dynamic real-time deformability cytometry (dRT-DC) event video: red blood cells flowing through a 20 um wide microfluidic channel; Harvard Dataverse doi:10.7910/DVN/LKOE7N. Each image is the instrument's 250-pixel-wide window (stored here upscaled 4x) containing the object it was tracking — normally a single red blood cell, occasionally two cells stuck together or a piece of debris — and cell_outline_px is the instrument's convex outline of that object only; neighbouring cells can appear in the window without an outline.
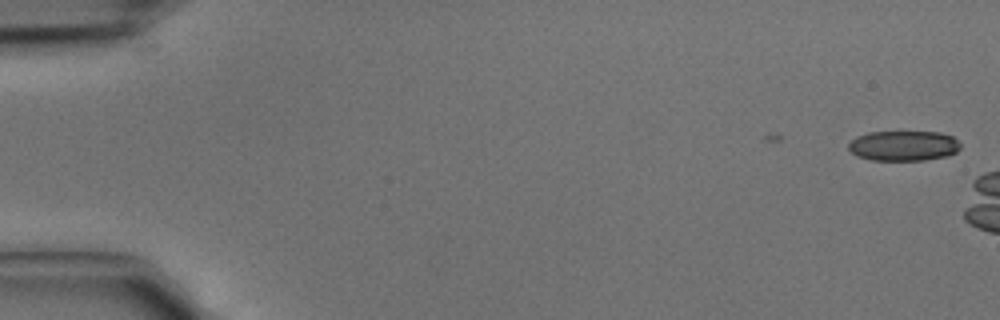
{"species": "common noctule bat (a hibernating species)", "species_latin": "Nyctalus noctula", "temperature_condition": "cold", "stored_images_in_passage": 2, "camera_frame_rate_fps": 3000, "um_per_image_px": 0.085, "animal": {"sex": "male", "body_mass_g": 15.6}, "frame": {"image": 1, "passage_image": 2, "time_ms": 0.333, "image_size_px": [1000, 320], "cell_outline_px": [[960, 148], [956, 152], [948, 156], [924, 160], [872, 160], [856, 156], [848, 148], [848, 144], [856, 136], [868, 132], [940, 132], [952, 136], [960, 144]], "centroid_in_image_um": [76.79, 12.39], "position_along_channel_um": 8.2, "area_um2": 19.71}}